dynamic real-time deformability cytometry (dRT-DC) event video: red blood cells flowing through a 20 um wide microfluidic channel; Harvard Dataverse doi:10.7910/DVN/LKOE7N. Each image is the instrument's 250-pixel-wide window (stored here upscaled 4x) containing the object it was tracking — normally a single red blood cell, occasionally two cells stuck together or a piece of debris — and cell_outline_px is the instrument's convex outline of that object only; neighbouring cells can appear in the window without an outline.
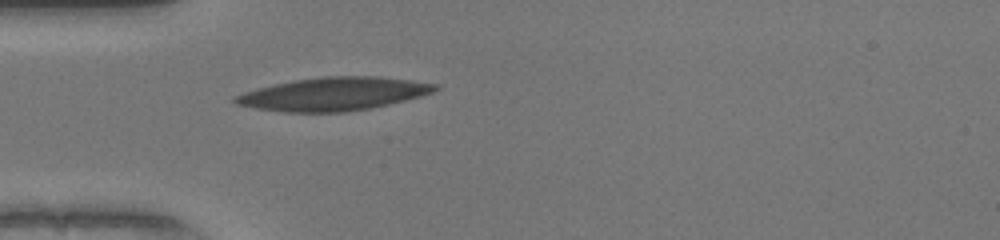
{"species": "human", "species_latin": "Homo sapiens", "temperature_condition": "warm", "stored_images_in_passage": 36, "camera_frame_rate_fps": 3000, "um_per_image_px": 0.085, "donor": {"sex": "female"}, "frame": {"image": 1, "passage_image": 1, "time_ms": 0.0, "image_size_px": [1000, 240], "cell_outline_px": [[440, 88], [436, 92], [388, 104], [368, 108], [344, 112], [284, 112], [256, 108], [236, 104], [232, 100], [232, 96], [256, 88], [296, 80], [324, 76], [380, 76], [412, 80], [440, 84]], "centroid_in_image_um": [28.38, 7.98], "position_along_channel_um": 56.6, "area_um2": 38.67}}
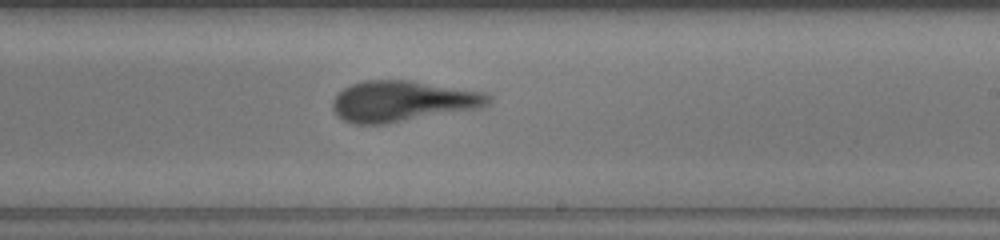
{"frame": {"image": 2, "passage_image": 16, "time_ms": 5.0, "image_size_px": [1000, 240], "cell_outline_px": [[492, 100], [484, 108], [388, 124], [352, 124], [336, 116], [332, 108], [332, 100], [344, 88], [352, 84], [364, 80], [412, 80], [488, 92], [492, 96]], "centroid_in_image_um": [34.29, 8.61], "position_along_channel_um": 254.7, "area_um2": 37.92}}
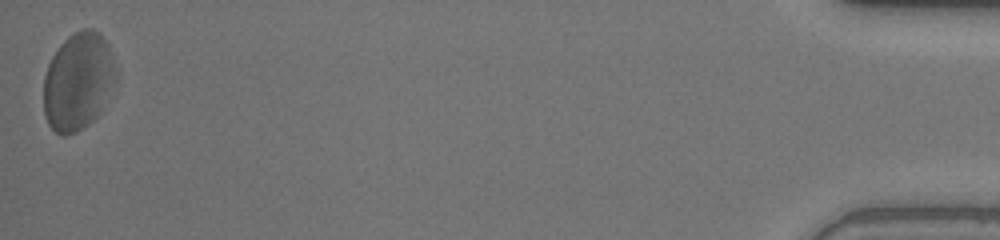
{"frame": {"image": 3, "passage_image": 36, "time_ms": 11.667, "image_size_px": [1000, 240], "cell_outline_px": [[116, 76], [100, 112], [88, 124], [76, 132], [64, 136], [60, 136], [48, 124], [44, 116], [44, 76], [48, 64], [52, 56], [60, 44], [68, 36], [80, 28], [92, 28], [108, 44], [116, 72]], "centroid_in_image_um": [6.6, 6.92], "position_along_channel_um": 428.6, "area_um2": 40.81}, "authors_computed_cell_mechanics": {"area_um2": 37.3099, "velocity_mm_per_s": 4.0787, "shape_relaxation_time_tau1_ms": 5.4183, "shape_relaxation_time_tau2_ms": 1.9926, "deformation_change_tau1": 0.198, "deformation_change_tau2": 0.1207}}